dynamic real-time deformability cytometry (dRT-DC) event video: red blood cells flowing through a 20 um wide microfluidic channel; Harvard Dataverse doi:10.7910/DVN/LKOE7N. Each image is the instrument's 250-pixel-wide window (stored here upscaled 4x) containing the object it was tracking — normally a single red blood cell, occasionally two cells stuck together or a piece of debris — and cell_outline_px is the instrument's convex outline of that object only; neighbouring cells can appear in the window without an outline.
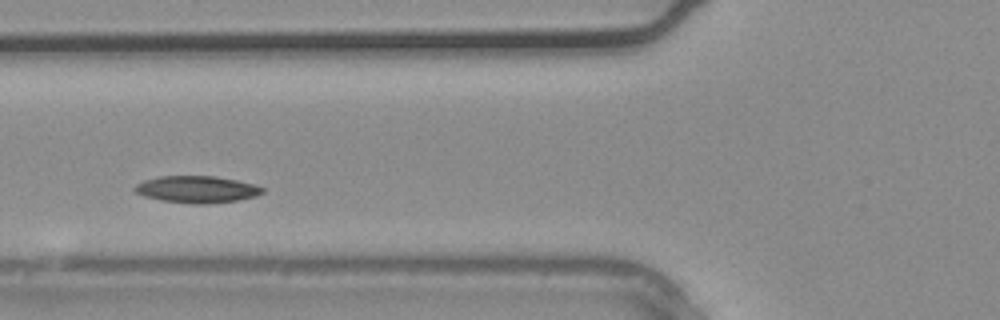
{"species": "common noctule bat (a hibernating species)", "species_latin": "Nyctalus noctula", "temperature_condition": "warm", "stored_images_in_passage": 25, "camera_frame_rate_fps": 3000, "um_per_image_px": 0.085, "animal": {"sex": "male", "body_mass_g": 20.4}, "frame": {"image": 1, "passage_image": 4, "time_ms": 1.0, "image_size_px": [1000, 320], "cell_outline_px": [[264, 192], [256, 196], [236, 200], [204, 204], [192, 204], [160, 200], [144, 196], [136, 192], [132, 188], [136, 184], [144, 180], [160, 176], [216, 176], [256, 184], [264, 188]], "centroid_in_image_um": [16.73, 16.09], "position_along_channel_um": 109.1, "area_um2": 20.06}}